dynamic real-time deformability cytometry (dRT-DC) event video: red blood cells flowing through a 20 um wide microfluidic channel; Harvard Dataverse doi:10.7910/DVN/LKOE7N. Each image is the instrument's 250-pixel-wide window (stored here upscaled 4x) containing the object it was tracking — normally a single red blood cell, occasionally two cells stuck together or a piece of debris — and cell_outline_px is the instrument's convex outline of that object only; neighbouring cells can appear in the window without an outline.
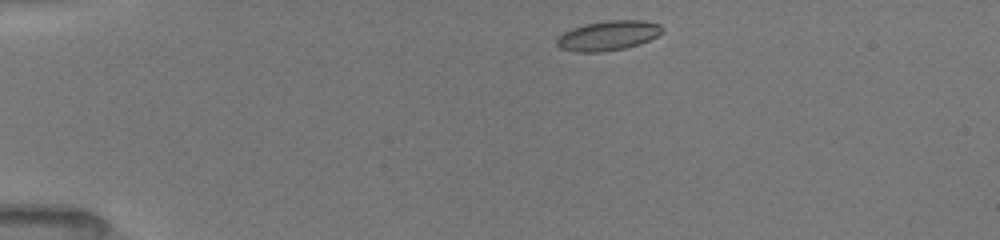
{"species": "common noctule bat (a hibernating species)", "species_latin": "Nyctalus noctula", "temperature_condition": "room temperature", "stored_images_in_passage": 42, "camera_frame_rate_fps": 3000, "um_per_image_px": 0.085, "animal": {"sex": "female", "body_mass_g": 19.5, "forearm_length_mm": 54.1}, "frame": {"image": 1, "passage_image": 1, "time_ms": 0.0, "image_size_px": [1000, 240], "cell_outline_px": [[664, 32], [640, 44], [624, 48], [600, 52], [576, 52], [560, 48], [556, 44], [556, 40], [564, 32], [572, 28], [584, 24], [608, 20], [644, 20], [660, 24], [664, 28]], "centroid_in_image_um": [51.71, 3.02], "position_along_channel_um": 33.3, "area_um2": 18.32}}
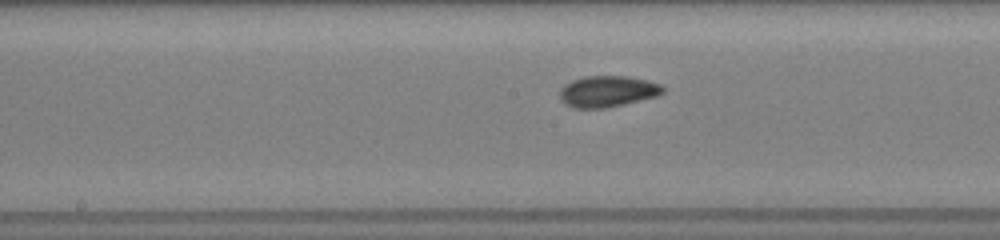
{"frame": {"image": 2, "passage_image": 18, "time_ms": 5.667, "image_size_px": [1000, 240], "cell_outline_px": [[664, 92], [656, 96], [624, 104], [604, 108], [572, 108], [564, 104], [560, 100], [560, 88], [564, 84], [572, 80], [584, 76], [628, 76], [648, 80], [660, 84], [664, 88]], "centroid_in_image_um": [51.6, 7.76], "position_along_channel_um": 196.6, "area_um2": 18.9}}
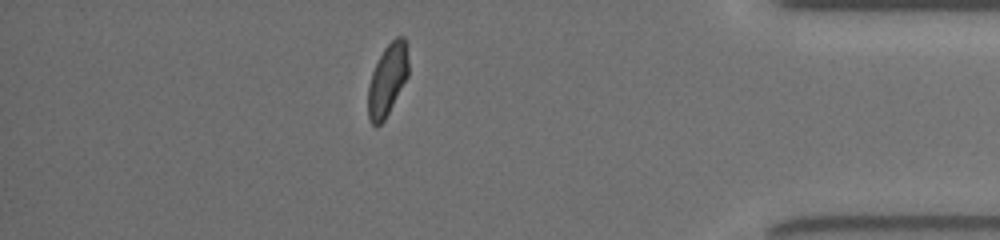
{"frame": {"image": 3, "passage_image": 36, "time_ms": 11.667, "image_size_px": [1000, 240], "cell_outline_px": [[408, 76], [384, 120], [376, 128], [372, 124], [368, 116], [368, 84], [372, 72], [384, 48], [396, 36], [404, 36], [408, 60]], "centroid_in_image_um": [32.92, 6.79], "position_along_channel_um": 402.3, "area_um2": 16.7}, "authors_computed_cell_mechanics": {"area_um2": 17.7735, "velocity_mm_per_s": 3.9712, "shape_relaxation_time_tau1_ms": 3.415, "shape_relaxation_time_tau2_ms": 2.2278, "deformation_change_tau1": 0.1274, "deformation_change_tau2": 0.0649}}